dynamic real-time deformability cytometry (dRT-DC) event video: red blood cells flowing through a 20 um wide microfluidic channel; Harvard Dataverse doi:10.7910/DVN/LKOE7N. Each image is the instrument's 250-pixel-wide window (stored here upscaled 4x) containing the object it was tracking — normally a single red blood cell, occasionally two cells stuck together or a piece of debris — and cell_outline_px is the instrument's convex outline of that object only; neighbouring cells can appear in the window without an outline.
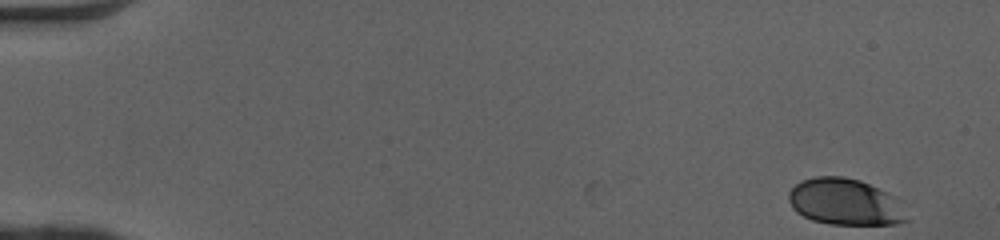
{"species": "human", "species_latin": "Homo sapiens", "temperature_condition": "cold", "stored_images_in_passage": 43, "camera_frame_rate_fps": 3000, "um_per_image_px": 0.085, "donor": {"sex": "female"}, "frame": {"image": 1, "passage_image": 1, "time_ms": 0.0, "image_size_px": [1000, 240], "cell_outline_px": [[912, 220], [896, 224], [828, 224], [812, 220], [796, 212], [792, 208], [788, 200], [788, 192], [796, 184], [804, 180], [816, 176], [844, 176], [860, 180], [892, 196]], "centroid_in_image_um": [71.8, 17.18], "position_along_channel_um": 13.2, "area_um2": 31.79}}
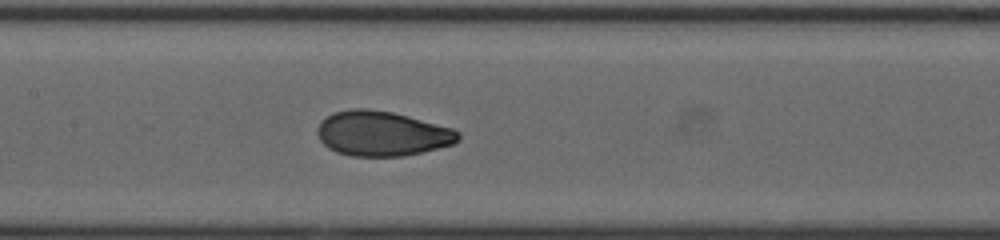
{"frame": {"image": 2, "passage_image": 23, "time_ms": 7.333, "image_size_px": [1000, 240], "cell_outline_px": [[460, 140], [452, 144], [404, 156], [352, 156], [336, 152], [328, 148], [320, 140], [316, 132], [316, 128], [320, 120], [332, 112], [352, 108], [368, 108], [392, 112], [408, 116], [452, 128], [460, 132]], "centroid_in_image_um": [32.42, 11.34], "position_along_channel_um": 175.0, "area_um2": 36.99}}
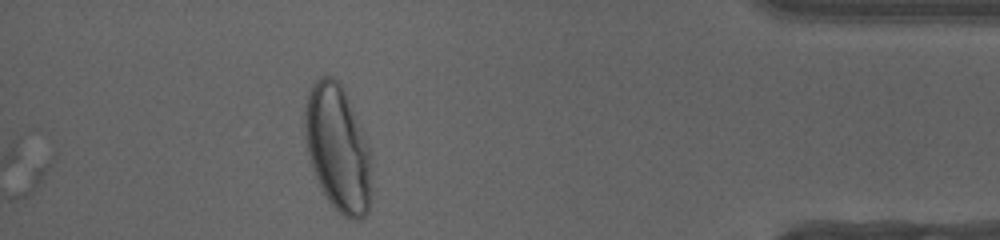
{"frame": {"image": 3, "passage_image": 43, "time_ms": 14.0, "image_size_px": [1000, 240], "cell_outline_px": [[372, 196], [368, 212], [360, 220], [352, 220], [344, 216], [328, 200], [312, 168], [308, 156], [300, 128], [308, 92], [312, 84], [320, 76], [332, 76], [344, 88], [368, 148], [372, 164]], "centroid_in_image_um": [28.68, 12.61], "position_along_channel_um": 406.5, "area_um2": 49.71}, "authors_computed_cell_mechanics": {"area_um2": 35.4892, "velocity_mm_per_s": 4.0788, "shape_relaxation_time_tau1_ms": 4.6813, "shape_relaxation_time_tau2_ms": null, "deformation_change_tau1": 0.1921, "deformation_change_tau2": null}}